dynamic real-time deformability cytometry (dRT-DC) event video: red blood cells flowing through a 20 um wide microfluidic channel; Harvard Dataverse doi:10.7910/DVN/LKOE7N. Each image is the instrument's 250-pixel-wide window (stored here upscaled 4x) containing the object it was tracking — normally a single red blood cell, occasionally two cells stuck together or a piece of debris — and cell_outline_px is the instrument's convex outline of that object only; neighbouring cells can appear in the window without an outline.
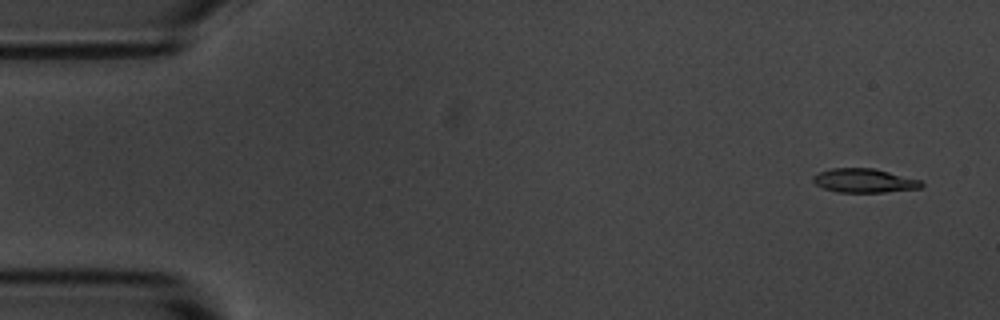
{"species": "common noctule bat (a hibernating species)", "species_latin": "Nyctalus noctula", "temperature_condition": "room temperature", "stored_images_in_passage": 55, "camera_frame_rate_fps": 3000, "um_per_image_px": 0.085, "animal": {"sex": "male", "body_mass_g": 20.1, "forearm_length_mm": 53.5}, "frame": {"image": 1, "passage_image": 3, "time_ms": 0.667, "image_size_px": [1000, 320], "cell_outline_px": [[924, 184], [920, 188], [884, 192], [836, 192], [824, 188], [816, 184], [812, 180], [812, 176], [820, 172], [832, 168], [876, 168], [920, 180]], "centroid_in_image_um": [73.45, 15.35], "position_along_channel_um": 11.5, "area_um2": 15.09}}
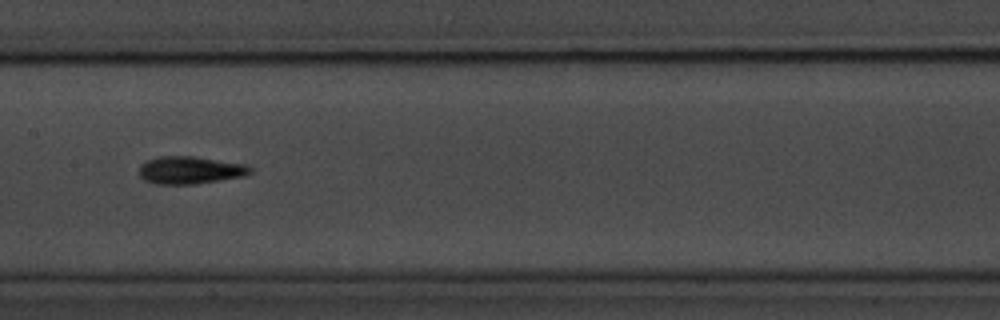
{"frame": {"image": 2, "passage_image": 27, "time_ms": 8.667, "image_size_px": [1000, 320], "cell_outline_px": [[252, 172], [244, 176], [196, 184], [156, 184], [144, 180], [140, 176], [140, 164], [144, 160], [160, 156], [192, 156], [248, 164], [252, 168]], "centroid_in_image_um": [16.16, 14.45], "position_along_channel_um": 191.2, "area_um2": 18.03}}
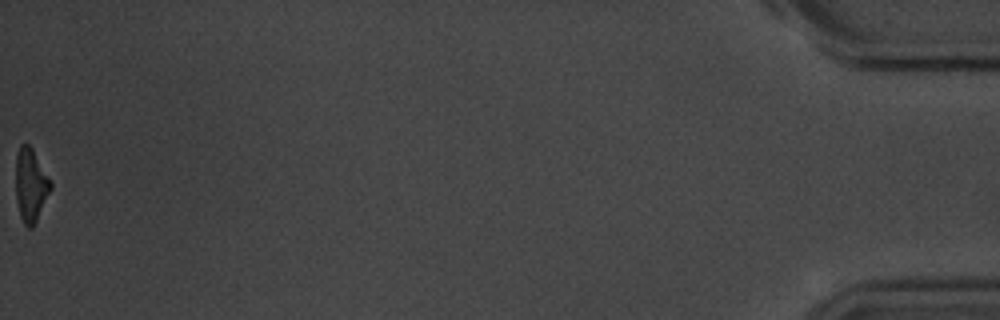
{"frame": {"image": 3, "passage_image": 55, "time_ms": 18.0, "image_size_px": [1000, 320], "cell_outline_px": [[52, 188], [32, 228], [28, 228], [24, 224], [20, 216], [16, 200], [16, 156], [20, 144], [28, 144], [32, 148], [52, 184]], "centroid_in_image_um": [2.59, 15.74], "position_along_channel_um": 432.6, "area_um2": 14.68}, "authors_computed_cell_mechanics": {"area_um2": 15.9528, "velocity_mm_per_s": 3.6756, "shape_relaxation_time_tau1_ms": 2.7089, "shape_relaxation_time_tau2_ms": 4.2844, "deformation_change_tau1": 0.1555, "deformation_change_tau2": 0.1348}}